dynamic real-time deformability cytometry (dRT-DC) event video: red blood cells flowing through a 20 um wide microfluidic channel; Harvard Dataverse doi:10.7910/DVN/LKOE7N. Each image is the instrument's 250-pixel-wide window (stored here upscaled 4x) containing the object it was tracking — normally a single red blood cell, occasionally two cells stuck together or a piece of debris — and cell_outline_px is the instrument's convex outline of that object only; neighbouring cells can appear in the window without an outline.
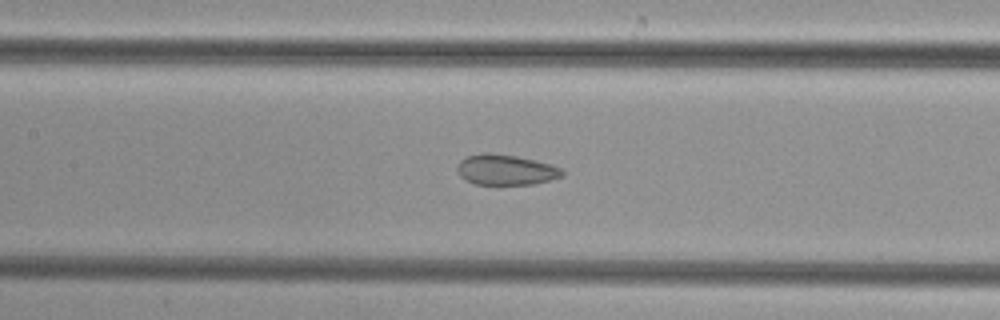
{"species": "common noctule bat (a hibernating species)", "species_latin": "Nyctalus noctula", "temperature_condition": "cold", "stored_images_in_passage": 25, "camera_frame_rate_fps": 3000, "um_per_image_px": 0.085, "animal": {"sex": "female", "body_mass_g": 29.2, "forearm_length_mm": 56.3}, "frame": {"image": 1, "passage_image": 15, "time_ms": 4.667, "image_size_px": [1000, 320], "cell_outline_px": [[564, 176], [532, 184], [476, 184], [464, 180], [460, 176], [456, 168], [456, 164], [464, 156], [480, 152], [492, 152], [516, 156], [536, 160], [552, 164], [560, 168], [564, 172]], "centroid_in_image_um": [42.94, 14.41], "position_along_channel_um": 164.5, "area_um2": 18.96}}
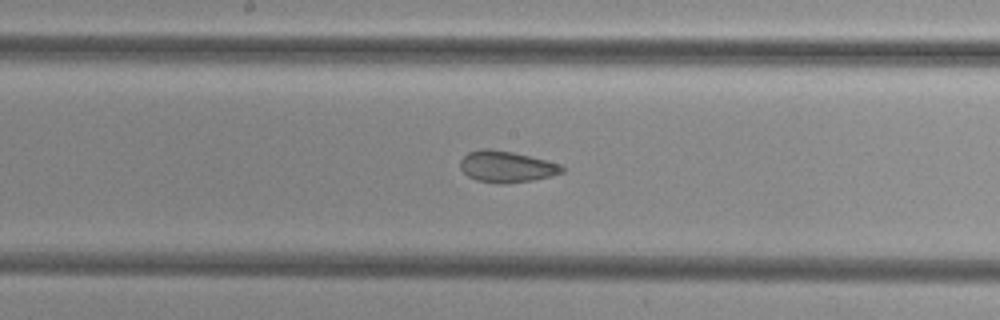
{"frame": {"image": 2, "passage_image": 18, "time_ms": 5.667, "image_size_px": [1000, 320], "cell_outline_px": [[564, 172], [552, 176], [532, 180], [504, 184], [496, 184], [476, 180], [468, 176], [460, 168], [460, 160], [468, 152], [480, 148], [492, 148], [512, 152], [560, 164], [564, 168]], "centroid_in_image_um": [43.02, 14.17], "position_along_channel_um": 205.2, "area_um2": 18.67}}